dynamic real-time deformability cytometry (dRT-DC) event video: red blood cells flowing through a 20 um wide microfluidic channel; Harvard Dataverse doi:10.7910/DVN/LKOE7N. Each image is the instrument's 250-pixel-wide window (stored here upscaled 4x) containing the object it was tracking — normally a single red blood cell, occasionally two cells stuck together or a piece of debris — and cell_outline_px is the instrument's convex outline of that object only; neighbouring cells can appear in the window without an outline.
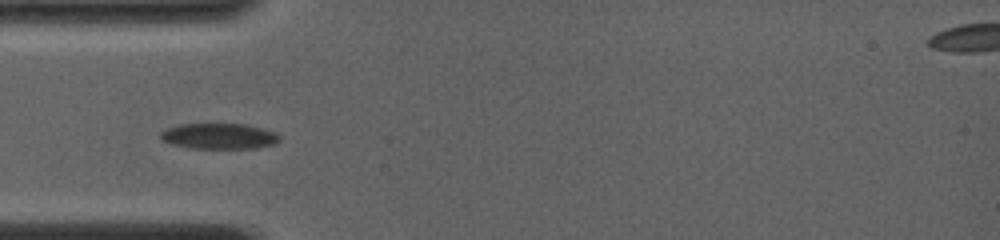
{"species": "common noctule bat (a hibernating species)", "species_latin": "Nyctalus noctula", "temperature_condition": "room temperature", "stored_images_in_passage": 6, "camera_frame_rate_fps": 4000, "um_per_image_px": 0.085, "animal": {"sex": "female", "body_mass_g": 19.0, "forearm_length_mm": 56.7}, "frame": {"image": 1, "passage_image": 5, "time_ms": 3.5, "image_size_px": [1000, 240], "cell_outline_px": [[280, 140], [276, 144], [252, 148], [188, 148], [172, 144], [160, 140], [160, 132], [168, 128], [180, 124], [248, 124], [276, 132], [280, 136]], "centroid_in_image_um": [18.63, 11.57], "position_along_channel_um": 66.4, "area_um2": 17.92}}